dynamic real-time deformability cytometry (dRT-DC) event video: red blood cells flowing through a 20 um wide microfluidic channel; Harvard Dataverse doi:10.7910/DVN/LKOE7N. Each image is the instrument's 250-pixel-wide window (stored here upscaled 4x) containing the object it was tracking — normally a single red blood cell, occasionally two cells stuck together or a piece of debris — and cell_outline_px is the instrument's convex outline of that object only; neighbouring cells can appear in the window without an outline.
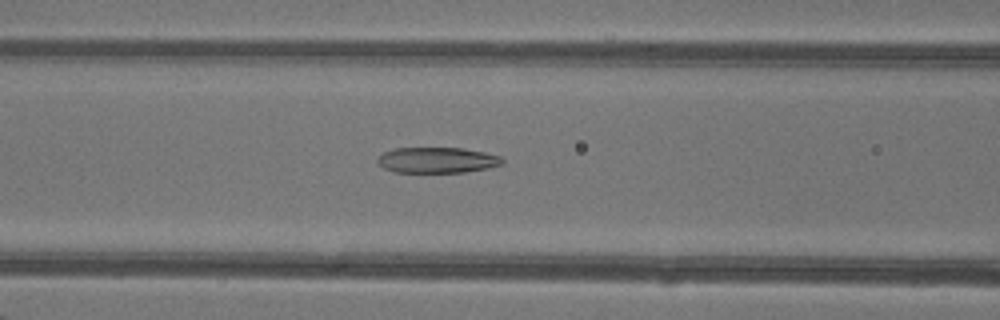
{"species": "common noctule bat (a hibernating species)", "species_latin": "Nyctalus noctula", "temperature_condition": "warm", "stored_images_in_passage": 48, "camera_frame_rate_fps": 3000, "um_per_image_px": 0.085, "animal": {"sex": "female"}, "frame": {"image": 1, "passage_image": 21, "time_ms": 6.667, "image_size_px": [1000, 320], "cell_outline_px": [[504, 164], [488, 168], [464, 172], [396, 172], [384, 168], [376, 160], [384, 152], [392, 148], [464, 148], [484, 152], [500, 156], [504, 160]], "centroid_in_image_um": [37.18, 13.6], "position_along_channel_um": 129.4, "area_um2": 18.67}}
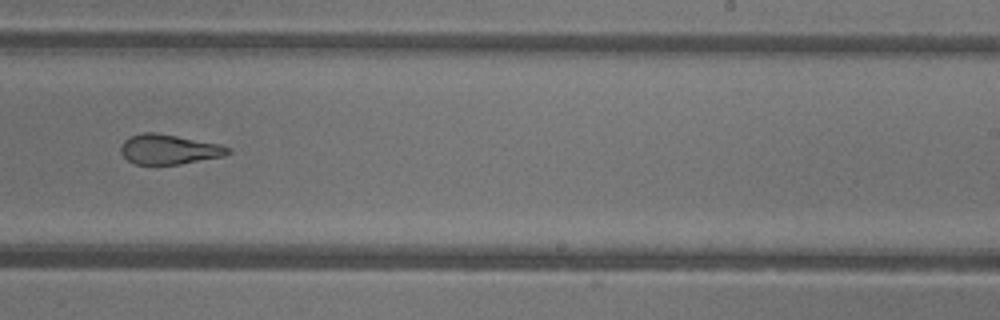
{"frame": {"image": 2, "passage_image": 31, "time_ms": 10.0, "image_size_px": [1000, 320], "cell_outline_px": [[232, 152], [224, 156], [180, 164], [136, 164], [128, 160], [120, 152], [120, 144], [124, 140], [132, 136], [144, 132], [156, 132], [220, 144], [232, 148]], "centroid_in_image_um": [14.38, 12.69], "position_along_channel_um": 274.6, "area_um2": 18.67}}
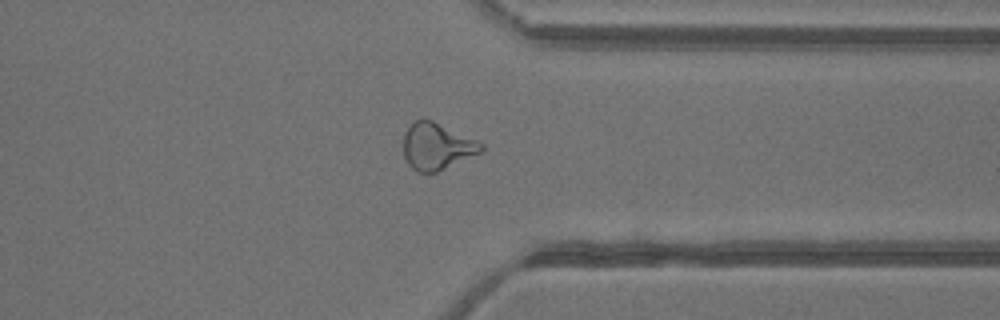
{"frame": {"image": 3, "passage_image": 38, "time_ms": 12.333, "image_size_px": [1000, 320], "cell_outline_px": [[484, 148], [480, 152], [436, 172], [416, 172], [408, 164], [404, 156], [404, 132], [416, 120], [432, 120], [476, 140], [484, 144]], "centroid_in_image_um": [37.11, 12.45], "position_along_channel_um": 374.3, "area_um2": 20.69}, "authors_computed_cell_mechanics": {"area_um2": 22.3397, "velocity_mm_per_s": 4.3729, "shape_relaxation_time_tau1_ms": 7.2843, "shape_relaxation_time_tau2_ms": 2.0237, "deformation_change_tau1": 0.2335, "deformation_change_tau2": 0.1141}}